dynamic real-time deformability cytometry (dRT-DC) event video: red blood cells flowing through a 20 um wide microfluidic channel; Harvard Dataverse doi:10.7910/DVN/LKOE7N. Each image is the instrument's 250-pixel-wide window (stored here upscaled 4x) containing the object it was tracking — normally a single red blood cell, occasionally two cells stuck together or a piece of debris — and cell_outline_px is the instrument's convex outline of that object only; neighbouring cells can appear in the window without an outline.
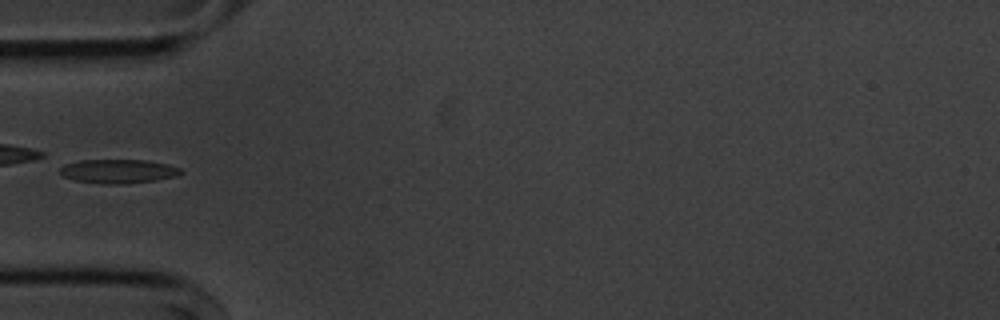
{"species": "common noctule bat (a hibernating species)", "species_latin": "Nyctalus noctula", "temperature_condition": "cold", "stored_images_in_passage": 36, "camera_frame_rate_fps": 3000, "um_per_image_px": 0.085, "animal": {"sex": "male", "body_mass_g": 20.1, "forearm_length_mm": 53.5}, "frame": {"image": 1, "passage_image": 1, "time_ms": 0.0, "image_size_px": [1000, 320], "cell_outline_px": [[184, 172], [176, 176], [156, 180], [124, 184], [104, 184], [76, 180], [60, 176], [60, 168], [64, 164], [80, 160], [148, 160], [168, 164], [180, 168]], "centroid_in_image_um": [10.05, 14.55], "position_along_channel_um": 75.0, "area_um2": 16.99}}